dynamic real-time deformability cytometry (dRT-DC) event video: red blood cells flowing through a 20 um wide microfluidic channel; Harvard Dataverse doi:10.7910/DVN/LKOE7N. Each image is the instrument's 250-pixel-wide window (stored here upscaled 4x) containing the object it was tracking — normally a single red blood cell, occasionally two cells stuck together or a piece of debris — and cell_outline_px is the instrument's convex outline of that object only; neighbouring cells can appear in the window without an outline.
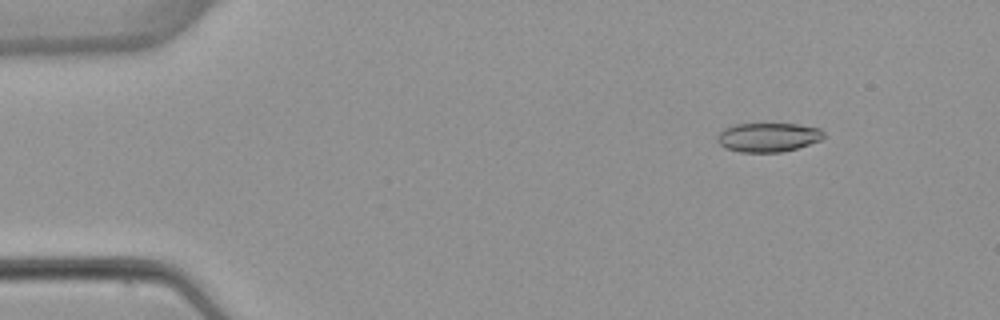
{"species": "common noctule bat (a hibernating species)", "species_latin": "Nyctalus noctula", "temperature_condition": "warm", "stored_images_in_passage": 5, "camera_frame_rate_fps": 3000, "um_per_image_px": 0.085, "animal": {"sex": "female", "body_mass_g": 22.7, "forearm_length_mm": 54.2}, "frame": {"image": 1, "passage_image": 2, "time_ms": 1.333, "image_size_px": [1000, 320], "cell_outline_px": [[824, 136], [820, 140], [796, 148], [780, 152], [740, 152], [724, 148], [716, 140], [716, 136], [724, 128], [736, 124], [796, 124], [820, 128], [824, 132]], "centroid_in_image_um": [65.25, 11.67], "position_along_channel_um": 19.7, "area_um2": 17.98}}
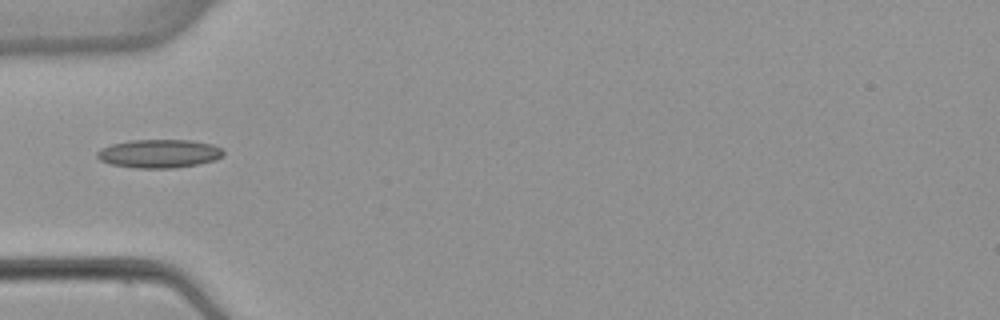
{"frame": {"image": 2, "passage_image": 5, "time_ms": 5.0, "image_size_px": [1000, 320], "cell_outline_px": [[224, 156], [216, 160], [176, 168], [136, 168], [112, 164], [100, 160], [96, 156], [96, 152], [100, 148], [112, 144], [128, 140], [188, 140], [212, 144], [220, 148], [224, 152]], "centroid_in_image_um": [13.52, 13.05], "position_along_channel_um": 71.5, "area_um2": 20.98}}